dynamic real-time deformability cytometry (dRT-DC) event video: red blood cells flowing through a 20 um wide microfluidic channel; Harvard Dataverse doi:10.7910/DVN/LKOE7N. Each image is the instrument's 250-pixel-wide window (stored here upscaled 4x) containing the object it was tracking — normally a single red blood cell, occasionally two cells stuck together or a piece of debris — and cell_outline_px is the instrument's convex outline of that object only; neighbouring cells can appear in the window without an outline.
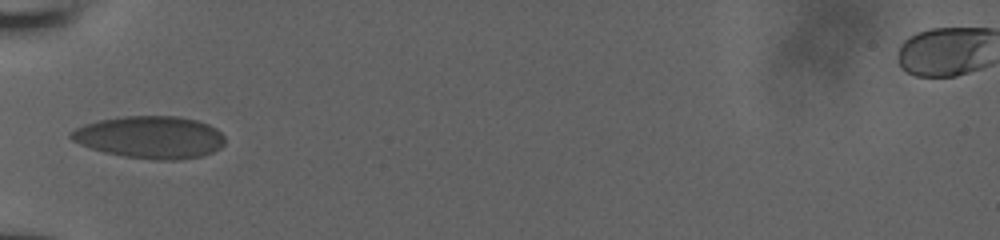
{"species": "human", "species_latin": "Homo sapiens", "temperature_condition": "room temperature", "stored_images_in_passage": 3, "camera_frame_rate_fps": 3000, "um_per_image_px": 0.085, "donor": {"sex": "male"}, "frame": {"image": 1, "passage_image": 1, "time_ms": 0.0, "image_size_px": [1000, 240], "cell_outline_px": [[224, 144], [220, 148], [212, 152], [200, 156], [176, 160], [156, 160], [124, 156], [104, 152], [80, 144], [72, 140], [68, 136], [68, 132], [84, 124], [100, 120], [124, 116], [180, 116], [196, 120], [208, 124], [216, 128], [224, 136]], "centroid_in_image_um": [12.76, 11.66], "position_along_channel_um": 72.2, "area_um2": 37.97}}